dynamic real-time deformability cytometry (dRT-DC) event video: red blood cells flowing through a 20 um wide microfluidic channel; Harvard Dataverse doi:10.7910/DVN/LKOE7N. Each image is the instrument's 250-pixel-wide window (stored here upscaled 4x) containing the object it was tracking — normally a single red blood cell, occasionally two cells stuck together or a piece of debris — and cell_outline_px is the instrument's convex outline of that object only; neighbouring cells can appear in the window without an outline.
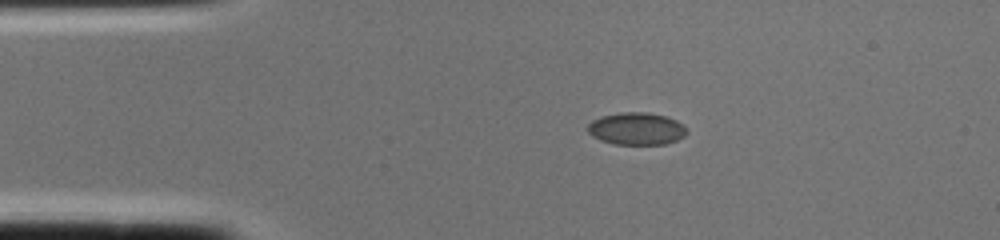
{"species": "common noctule bat (a hibernating species)", "species_latin": "Nyctalus noctula", "temperature_condition": "cold", "stored_images_in_passage": 1, "camera_frame_rate_fps": 3000, "um_per_image_px": 0.085, "animal": {"sex": "female", "body_mass_g": 22.0, "forearm_length_mm": 56.7}, "frame": {"image": 1, "passage_image": 1, "time_ms": 0.0, "image_size_px": [1000, 240], "cell_outline_px": [[688, 132], [684, 136], [676, 140], [664, 144], [612, 144], [600, 140], [592, 136], [588, 132], [588, 124], [592, 120], [600, 116], [620, 112], [648, 112], [668, 116], [684, 124], [688, 128]], "centroid_in_image_um": [54.12, 10.93], "position_along_channel_um": 30.9, "area_um2": 18.96}}